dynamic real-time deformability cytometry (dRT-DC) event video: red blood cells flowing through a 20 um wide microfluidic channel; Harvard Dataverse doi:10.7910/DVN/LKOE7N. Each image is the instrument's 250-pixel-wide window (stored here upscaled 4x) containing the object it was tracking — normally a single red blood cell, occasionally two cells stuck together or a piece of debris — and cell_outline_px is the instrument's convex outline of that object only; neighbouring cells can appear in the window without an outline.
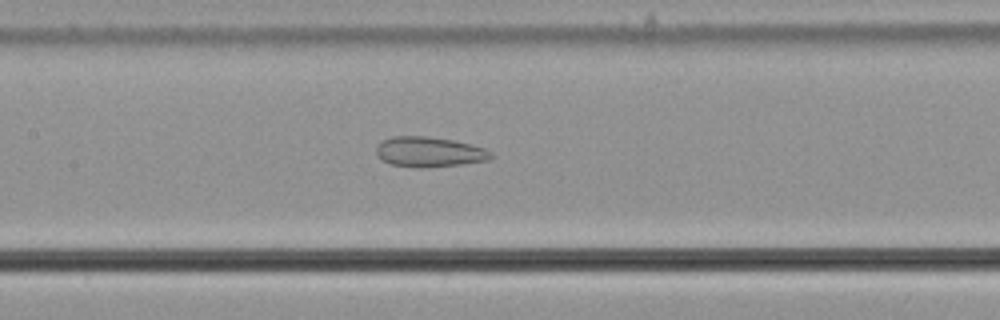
{"species": "common noctule bat (a hibernating species)", "species_latin": "Nyctalus noctula", "temperature_condition": "cold", "stored_images_in_passage": 39, "camera_frame_rate_fps": 3000, "um_per_image_px": 0.085, "animal": {"sex": "male", "body_mass_g": 21.5, "forearm_length_mm": 52.0}, "frame": {"image": 1, "passage_image": 10, "time_ms": 3.0, "image_size_px": [1000, 320], "cell_outline_px": [[492, 156], [488, 160], [460, 164], [424, 168], [416, 168], [392, 164], [384, 160], [376, 152], [376, 148], [384, 140], [392, 136], [424, 136], [452, 140], [484, 148], [492, 152]], "centroid_in_image_um": [36.49, 12.92], "position_along_channel_um": 170.9, "area_um2": 19.77}}
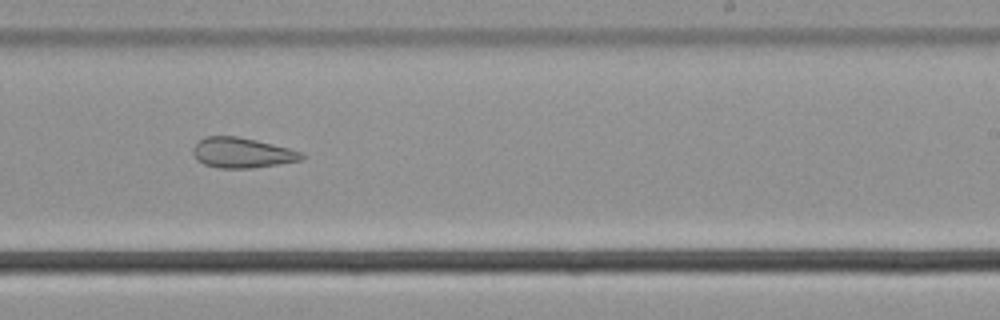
{"frame": {"image": 2, "passage_image": 18, "time_ms": 5.667, "image_size_px": [1000, 320], "cell_outline_px": [[308, 156], [304, 160], [252, 168], [220, 168], [204, 164], [196, 160], [192, 152], [192, 148], [204, 136], [240, 136], [304, 152]], "centroid_in_image_um": [20.61, 12.99], "position_along_channel_um": 268.4, "area_um2": 19.36}}
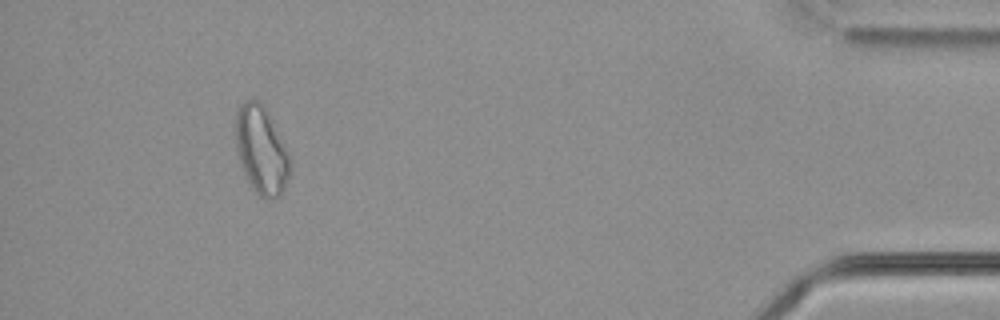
{"frame": {"image": 3, "passage_image": 35, "time_ms": 11.333, "image_size_px": [1000, 320], "cell_outline_px": [[292, 164], [284, 188], [280, 196], [272, 200], [264, 200], [252, 188], [244, 172], [236, 148], [236, 108], [244, 100], [256, 100], [268, 112], [288, 152]], "centroid_in_image_um": [22.22, 12.79], "position_along_channel_um": 413.0, "area_um2": 27.69}, "authors_computed_cell_mechanics": {"area_um2": 21.0392, "velocity_mm_per_s": 3.6691, "shape_relaxation_time_tau1_ms": null, "shape_relaxation_time_tau2_ms": 3.5195, "deformation_change_tau1": null, "deformation_change_tau2": 0.1245}}